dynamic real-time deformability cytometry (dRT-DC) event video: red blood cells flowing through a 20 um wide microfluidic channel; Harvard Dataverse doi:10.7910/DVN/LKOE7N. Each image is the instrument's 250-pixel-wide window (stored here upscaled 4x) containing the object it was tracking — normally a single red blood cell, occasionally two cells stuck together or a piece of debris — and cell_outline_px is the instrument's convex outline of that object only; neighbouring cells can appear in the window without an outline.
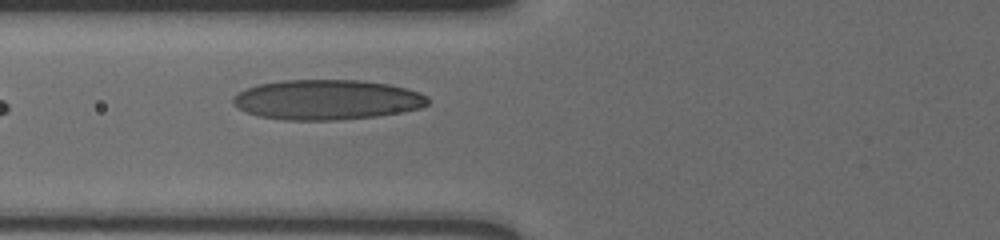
{"species": "human", "species_latin": "Homo sapiens", "temperature_condition": "cold", "stored_images_in_passage": 12, "camera_frame_rate_fps": 3000, "um_per_image_px": 0.085, "donor": {"sex": "male"}, "frame": {"image": 1, "passage_image": 12, "time_ms": 3.667, "image_size_px": [1000, 240], "cell_outline_px": [[428, 104], [420, 108], [404, 112], [376, 116], [336, 120], [284, 120], [260, 116], [244, 112], [232, 104], [232, 96], [256, 84], [284, 80], [360, 80], [388, 84], [420, 92], [428, 96]], "centroid_in_image_um": [27.77, 8.48], "position_along_channel_um": 98.0, "area_um2": 45.6}}